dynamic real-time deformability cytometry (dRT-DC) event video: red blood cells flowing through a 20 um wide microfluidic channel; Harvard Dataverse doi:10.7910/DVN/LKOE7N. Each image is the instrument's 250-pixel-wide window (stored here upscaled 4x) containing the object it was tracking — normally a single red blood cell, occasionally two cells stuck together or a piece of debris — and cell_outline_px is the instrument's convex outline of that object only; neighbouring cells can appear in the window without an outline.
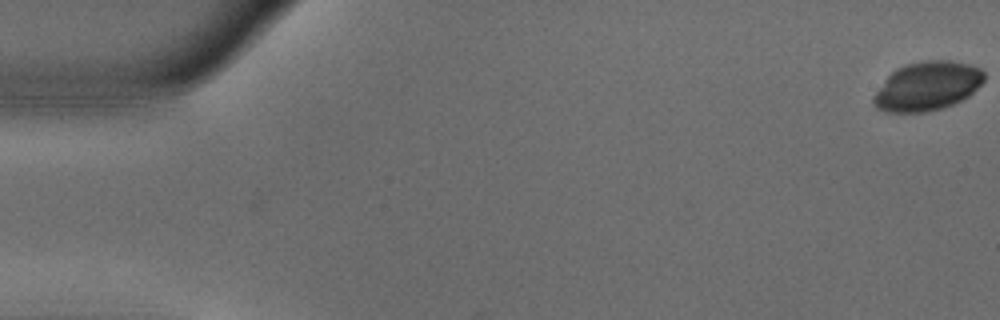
{"species": "common noctule bat (a hibernating species)", "species_latin": "Nyctalus noctula", "temperature_condition": "warm", "stored_images_in_passage": 55, "camera_frame_rate_fps": 3000, "um_per_image_px": 0.085, "animal": {"sex": "male", "body_mass_g": 18.8}, "frame": {"image": 1, "passage_image": 1, "time_ms": 0.0, "image_size_px": [1000, 320], "cell_outline_px": [[984, 80], [968, 96], [944, 108], [924, 112], [884, 112], [876, 108], [872, 104], [872, 96], [884, 80], [896, 68], [904, 64], [924, 60], [952, 60], [972, 64], [980, 68], [984, 72]], "centroid_in_image_um": [78.79, 7.31], "position_along_channel_um": 6.2, "area_um2": 31.79}}
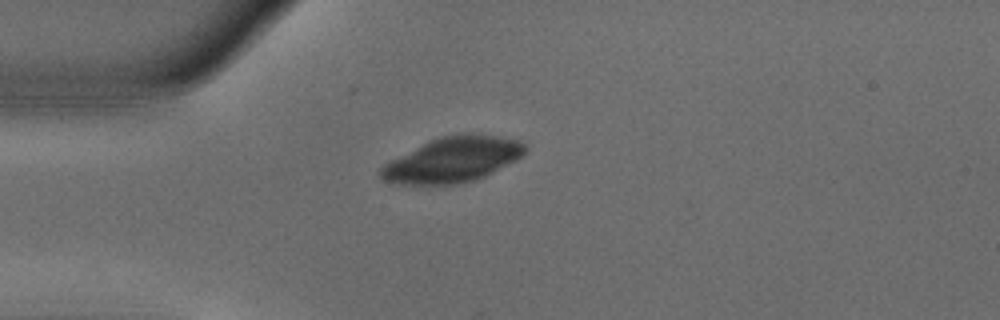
{"frame": {"image": 2, "passage_image": 15, "time_ms": 4.667, "image_size_px": [1000, 320], "cell_outline_px": [[528, 148], [520, 156], [484, 176], [476, 180], [460, 184], [396, 184], [384, 180], [380, 176], [380, 168], [384, 164], [428, 140], [440, 136], [456, 132], [472, 132], [500, 136], [520, 140]], "centroid_in_image_um": [38.47, 13.54], "position_along_channel_um": 46.5, "area_um2": 38.09}}
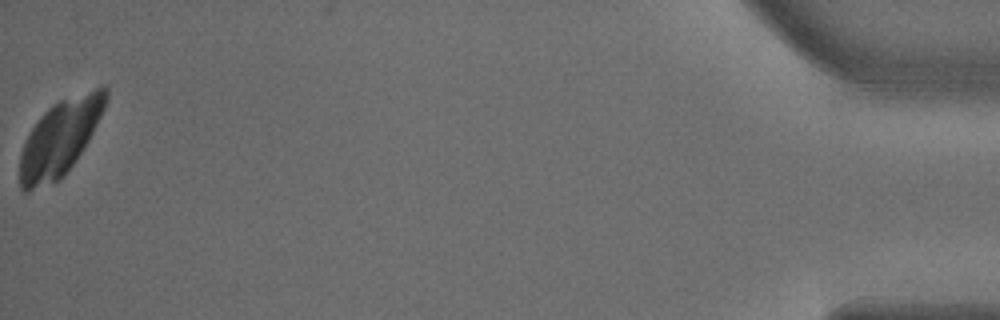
{"frame": {"image": 3, "passage_image": 55, "time_ms": 18.0, "image_size_px": [1000, 320], "cell_outline_px": [[108, 100], [84, 148], [60, 180], [28, 192], [24, 192], [20, 188], [20, 152], [24, 140], [40, 116], [52, 104], [60, 100], [104, 84], [108, 88]], "centroid_in_image_um": [5.08, 11.7], "position_along_channel_um": 430.1, "area_um2": 37.8}}